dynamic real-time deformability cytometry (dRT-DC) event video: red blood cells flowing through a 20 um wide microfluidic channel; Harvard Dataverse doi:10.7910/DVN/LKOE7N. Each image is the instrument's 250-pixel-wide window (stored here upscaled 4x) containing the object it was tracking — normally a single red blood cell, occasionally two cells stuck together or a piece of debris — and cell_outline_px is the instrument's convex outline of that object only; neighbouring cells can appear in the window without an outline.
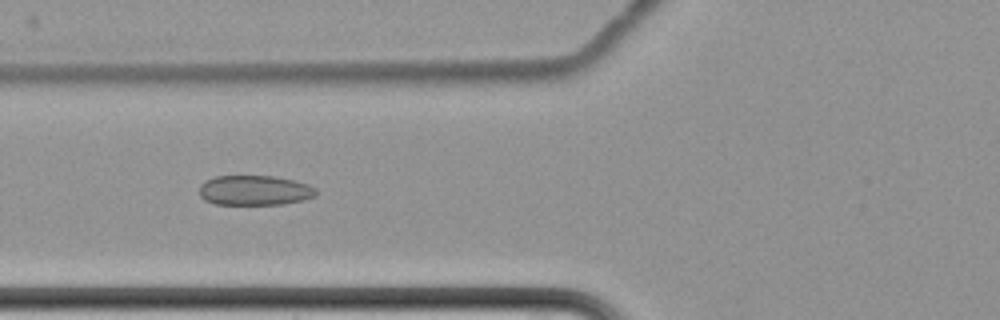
{"species": "common noctule bat (a hibernating species)", "species_latin": "Nyctalus noctula", "temperature_condition": "cold", "stored_images_in_passage": 9, "camera_frame_rate_fps": 3000, "um_per_image_px": 0.085, "animal": {"sex": "female", "body_mass_g": 22.7, "forearm_length_mm": 54.2}, "frame": {"image": 1, "passage_image": 8, "time_ms": 8.667, "image_size_px": [1000, 320], "cell_outline_px": [[316, 196], [304, 200], [284, 204], [216, 204], [204, 200], [200, 196], [200, 184], [204, 180], [216, 176], [276, 176], [296, 180], [308, 184], [316, 188]], "centroid_in_image_um": [21.66, 16.17], "position_along_channel_um": 104.1, "area_um2": 20.58}}
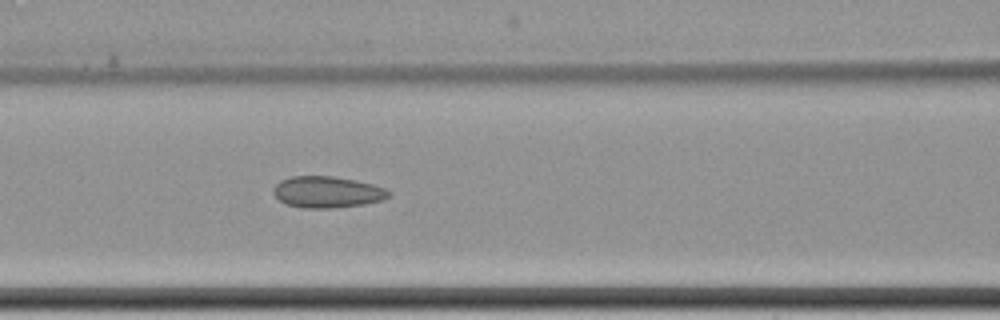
{"frame": {"image": 2, "passage_image": 9, "time_ms": 9.667, "image_size_px": [1000, 320], "cell_outline_px": [[392, 192], [384, 200], [364, 204], [332, 208], [304, 208], [288, 204], [280, 200], [272, 192], [276, 184], [280, 180], [292, 176], [332, 176], [356, 180], [372, 184], [384, 188]], "centroid_in_image_um": [27.83, 16.32], "position_along_channel_um": 138.8, "area_um2": 21.04}}